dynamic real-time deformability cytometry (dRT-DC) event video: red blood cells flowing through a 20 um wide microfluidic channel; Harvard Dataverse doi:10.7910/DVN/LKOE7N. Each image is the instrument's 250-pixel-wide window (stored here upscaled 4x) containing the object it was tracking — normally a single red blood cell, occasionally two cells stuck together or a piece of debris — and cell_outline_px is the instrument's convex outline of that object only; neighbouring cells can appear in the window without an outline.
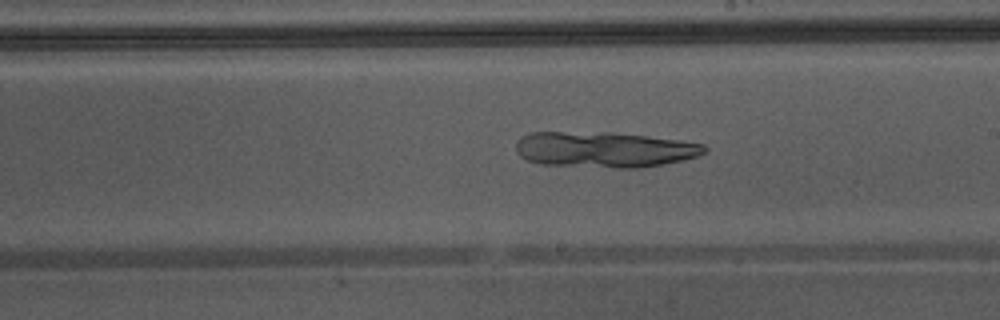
{"species": "Egyptian fruit bat (a non-hibernating species)", "species_latin": "Rousettus aegyptiacus", "temperature_condition": "warm", "stored_images_in_passage": 33, "camera_frame_rate_fps": 3000, "um_per_image_px": 0.085, "animal": {"sex": "male"}, "frame": {"image": 1, "passage_image": 15, "time_ms": 4.667, "image_size_px": [1000, 320], "cell_outline_px": [[708, 148], [704, 152], [696, 156], [664, 164], [636, 168], [620, 168], [540, 164], [528, 160], [520, 156], [516, 152], [516, 144], [524, 136], [532, 132], [608, 132], [648, 136], [704, 144]], "centroid_in_image_um": [51.35, 12.71], "position_along_channel_um": 237.6, "area_um2": 38.9}}